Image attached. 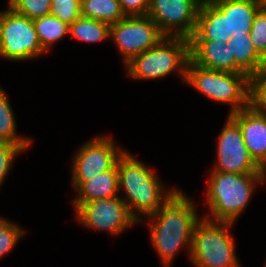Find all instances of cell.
Here are the masks:
<instances>
[{
	"mask_svg": "<svg viewBox=\"0 0 266 267\" xmlns=\"http://www.w3.org/2000/svg\"><path fill=\"white\" fill-rule=\"evenodd\" d=\"M32 19L7 7L0 11V58L27 61L45 55Z\"/></svg>",
	"mask_w": 266,
	"mask_h": 267,
	"instance_id": "obj_7",
	"label": "cell"
},
{
	"mask_svg": "<svg viewBox=\"0 0 266 267\" xmlns=\"http://www.w3.org/2000/svg\"><path fill=\"white\" fill-rule=\"evenodd\" d=\"M249 34L257 51L266 59V9L257 12Z\"/></svg>",
	"mask_w": 266,
	"mask_h": 267,
	"instance_id": "obj_27",
	"label": "cell"
},
{
	"mask_svg": "<svg viewBox=\"0 0 266 267\" xmlns=\"http://www.w3.org/2000/svg\"><path fill=\"white\" fill-rule=\"evenodd\" d=\"M185 83L215 103L230 104L228 115L251 104L252 79L243 73L203 68L190 59Z\"/></svg>",
	"mask_w": 266,
	"mask_h": 267,
	"instance_id": "obj_4",
	"label": "cell"
},
{
	"mask_svg": "<svg viewBox=\"0 0 266 267\" xmlns=\"http://www.w3.org/2000/svg\"><path fill=\"white\" fill-rule=\"evenodd\" d=\"M15 113L6 92L0 86V142L10 144H32L33 140L17 134Z\"/></svg>",
	"mask_w": 266,
	"mask_h": 267,
	"instance_id": "obj_22",
	"label": "cell"
},
{
	"mask_svg": "<svg viewBox=\"0 0 266 267\" xmlns=\"http://www.w3.org/2000/svg\"><path fill=\"white\" fill-rule=\"evenodd\" d=\"M258 174L266 185V154L264 158L257 164Z\"/></svg>",
	"mask_w": 266,
	"mask_h": 267,
	"instance_id": "obj_30",
	"label": "cell"
},
{
	"mask_svg": "<svg viewBox=\"0 0 266 267\" xmlns=\"http://www.w3.org/2000/svg\"><path fill=\"white\" fill-rule=\"evenodd\" d=\"M231 47L236 60V73L253 79L266 66V59L255 48L249 33L232 35Z\"/></svg>",
	"mask_w": 266,
	"mask_h": 267,
	"instance_id": "obj_18",
	"label": "cell"
},
{
	"mask_svg": "<svg viewBox=\"0 0 266 267\" xmlns=\"http://www.w3.org/2000/svg\"><path fill=\"white\" fill-rule=\"evenodd\" d=\"M110 24L92 18L80 17L69 25V35L87 44L110 40Z\"/></svg>",
	"mask_w": 266,
	"mask_h": 267,
	"instance_id": "obj_19",
	"label": "cell"
},
{
	"mask_svg": "<svg viewBox=\"0 0 266 267\" xmlns=\"http://www.w3.org/2000/svg\"><path fill=\"white\" fill-rule=\"evenodd\" d=\"M77 222L84 228L120 235L141 220L120 196L92 200L81 204L75 211Z\"/></svg>",
	"mask_w": 266,
	"mask_h": 267,
	"instance_id": "obj_8",
	"label": "cell"
},
{
	"mask_svg": "<svg viewBox=\"0 0 266 267\" xmlns=\"http://www.w3.org/2000/svg\"><path fill=\"white\" fill-rule=\"evenodd\" d=\"M209 175L204 198L210 214L204 213L203 217L213 221L235 223L251 201L255 187L265 184L258 173L210 171Z\"/></svg>",
	"mask_w": 266,
	"mask_h": 267,
	"instance_id": "obj_3",
	"label": "cell"
},
{
	"mask_svg": "<svg viewBox=\"0 0 266 267\" xmlns=\"http://www.w3.org/2000/svg\"><path fill=\"white\" fill-rule=\"evenodd\" d=\"M257 2L263 9H266V0H257Z\"/></svg>",
	"mask_w": 266,
	"mask_h": 267,
	"instance_id": "obj_31",
	"label": "cell"
},
{
	"mask_svg": "<svg viewBox=\"0 0 266 267\" xmlns=\"http://www.w3.org/2000/svg\"><path fill=\"white\" fill-rule=\"evenodd\" d=\"M230 116L238 123L249 155L258 164L266 154V112L251 103Z\"/></svg>",
	"mask_w": 266,
	"mask_h": 267,
	"instance_id": "obj_13",
	"label": "cell"
},
{
	"mask_svg": "<svg viewBox=\"0 0 266 267\" xmlns=\"http://www.w3.org/2000/svg\"><path fill=\"white\" fill-rule=\"evenodd\" d=\"M191 60L207 69L236 73V60L231 40L227 43L214 41H190Z\"/></svg>",
	"mask_w": 266,
	"mask_h": 267,
	"instance_id": "obj_14",
	"label": "cell"
},
{
	"mask_svg": "<svg viewBox=\"0 0 266 267\" xmlns=\"http://www.w3.org/2000/svg\"><path fill=\"white\" fill-rule=\"evenodd\" d=\"M210 171L235 174L258 173V166L249 155L238 123L227 115L216 147V163Z\"/></svg>",
	"mask_w": 266,
	"mask_h": 267,
	"instance_id": "obj_12",
	"label": "cell"
},
{
	"mask_svg": "<svg viewBox=\"0 0 266 267\" xmlns=\"http://www.w3.org/2000/svg\"><path fill=\"white\" fill-rule=\"evenodd\" d=\"M126 16H146L149 0H119Z\"/></svg>",
	"mask_w": 266,
	"mask_h": 267,
	"instance_id": "obj_29",
	"label": "cell"
},
{
	"mask_svg": "<svg viewBox=\"0 0 266 267\" xmlns=\"http://www.w3.org/2000/svg\"><path fill=\"white\" fill-rule=\"evenodd\" d=\"M75 190L77 194L71 202L75 210L81 204L92 200L119 196L117 163L112 169L99 173L90 180L83 181Z\"/></svg>",
	"mask_w": 266,
	"mask_h": 267,
	"instance_id": "obj_17",
	"label": "cell"
},
{
	"mask_svg": "<svg viewBox=\"0 0 266 267\" xmlns=\"http://www.w3.org/2000/svg\"><path fill=\"white\" fill-rule=\"evenodd\" d=\"M190 59V39L165 36L155 47L135 56L124 68L127 76L148 81L163 79L176 71L185 83Z\"/></svg>",
	"mask_w": 266,
	"mask_h": 267,
	"instance_id": "obj_5",
	"label": "cell"
},
{
	"mask_svg": "<svg viewBox=\"0 0 266 267\" xmlns=\"http://www.w3.org/2000/svg\"><path fill=\"white\" fill-rule=\"evenodd\" d=\"M16 0H8L7 1V7H10Z\"/></svg>",
	"mask_w": 266,
	"mask_h": 267,
	"instance_id": "obj_32",
	"label": "cell"
},
{
	"mask_svg": "<svg viewBox=\"0 0 266 267\" xmlns=\"http://www.w3.org/2000/svg\"><path fill=\"white\" fill-rule=\"evenodd\" d=\"M234 223L203 217L195 226L188 257L195 267H241L231 234Z\"/></svg>",
	"mask_w": 266,
	"mask_h": 267,
	"instance_id": "obj_6",
	"label": "cell"
},
{
	"mask_svg": "<svg viewBox=\"0 0 266 267\" xmlns=\"http://www.w3.org/2000/svg\"><path fill=\"white\" fill-rule=\"evenodd\" d=\"M81 16L110 25L126 17L119 0H81Z\"/></svg>",
	"mask_w": 266,
	"mask_h": 267,
	"instance_id": "obj_20",
	"label": "cell"
},
{
	"mask_svg": "<svg viewBox=\"0 0 266 267\" xmlns=\"http://www.w3.org/2000/svg\"><path fill=\"white\" fill-rule=\"evenodd\" d=\"M10 8L33 20L50 15L51 0H16Z\"/></svg>",
	"mask_w": 266,
	"mask_h": 267,
	"instance_id": "obj_26",
	"label": "cell"
},
{
	"mask_svg": "<svg viewBox=\"0 0 266 267\" xmlns=\"http://www.w3.org/2000/svg\"><path fill=\"white\" fill-rule=\"evenodd\" d=\"M121 198L142 222L157 212L180 188L168 189L150 166L127 149L117 161ZM124 194V196H123ZM141 217V218H140Z\"/></svg>",
	"mask_w": 266,
	"mask_h": 267,
	"instance_id": "obj_2",
	"label": "cell"
},
{
	"mask_svg": "<svg viewBox=\"0 0 266 267\" xmlns=\"http://www.w3.org/2000/svg\"><path fill=\"white\" fill-rule=\"evenodd\" d=\"M50 15L71 25L81 17V0H51Z\"/></svg>",
	"mask_w": 266,
	"mask_h": 267,
	"instance_id": "obj_25",
	"label": "cell"
},
{
	"mask_svg": "<svg viewBox=\"0 0 266 267\" xmlns=\"http://www.w3.org/2000/svg\"><path fill=\"white\" fill-rule=\"evenodd\" d=\"M226 17L228 35L249 33L255 15L262 8L257 0H210Z\"/></svg>",
	"mask_w": 266,
	"mask_h": 267,
	"instance_id": "obj_16",
	"label": "cell"
},
{
	"mask_svg": "<svg viewBox=\"0 0 266 267\" xmlns=\"http://www.w3.org/2000/svg\"><path fill=\"white\" fill-rule=\"evenodd\" d=\"M198 212L192 197L178 189L157 212L145 217L150 242L164 267H171L183 248L190 255L194 229L202 218Z\"/></svg>",
	"mask_w": 266,
	"mask_h": 267,
	"instance_id": "obj_1",
	"label": "cell"
},
{
	"mask_svg": "<svg viewBox=\"0 0 266 267\" xmlns=\"http://www.w3.org/2000/svg\"><path fill=\"white\" fill-rule=\"evenodd\" d=\"M203 0H149V16L164 36L190 39Z\"/></svg>",
	"mask_w": 266,
	"mask_h": 267,
	"instance_id": "obj_11",
	"label": "cell"
},
{
	"mask_svg": "<svg viewBox=\"0 0 266 267\" xmlns=\"http://www.w3.org/2000/svg\"><path fill=\"white\" fill-rule=\"evenodd\" d=\"M26 230L6 218L0 217V258L9 254L25 235Z\"/></svg>",
	"mask_w": 266,
	"mask_h": 267,
	"instance_id": "obj_23",
	"label": "cell"
},
{
	"mask_svg": "<svg viewBox=\"0 0 266 267\" xmlns=\"http://www.w3.org/2000/svg\"><path fill=\"white\" fill-rule=\"evenodd\" d=\"M33 23L39 42L46 53L54 43L69 35V25L53 15L33 19Z\"/></svg>",
	"mask_w": 266,
	"mask_h": 267,
	"instance_id": "obj_21",
	"label": "cell"
},
{
	"mask_svg": "<svg viewBox=\"0 0 266 267\" xmlns=\"http://www.w3.org/2000/svg\"><path fill=\"white\" fill-rule=\"evenodd\" d=\"M251 103L266 112V66L252 79Z\"/></svg>",
	"mask_w": 266,
	"mask_h": 267,
	"instance_id": "obj_28",
	"label": "cell"
},
{
	"mask_svg": "<svg viewBox=\"0 0 266 267\" xmlns=\"http://www.w3.org/2000/svg\"><path fill=\"white\" fill-rule=\"evenodd\" d=\"M165 37L149 16H126L110 26V39L124 66L135 56L155 47Z\"/></svg>",
	"mask_w": 266,
	"mask_h": 267,
	"instance_id": "obj_10",
	"label": "cell"
},
{
	"mask_svg": "<svg viewBox=\"0 0 266 267\" xmlns=\"http://www.w3.org/2000/svg\"><path fill=\"white\" fill-rule=\"evenodd\" d=\"M124 148L116 146L112 137L95 136L79 147L72 158L71 185L76 189L83 181L112 169Z\"/></svg>",
	"mask_w": 266,
	"mask_h": 267,
	"instance_id": "obj_9",
	"label": "cell"
},
{
	"mask_svg": "<svg viewBox=\"0 0 266 267\" xmlns=\"http://www.w3.org/2000/svg\"><path fill=\"white\" fill-rule=\"evenodd\" d=\"M31 146L32 144H10L0 142V186H2L6 176H8L10 170H12L15 157L29 150Z\"/></svg>",
	"mask_w": 266,
	"mask_h": 267,
	"instance_id": "obj_24",
	"label": "cell"
},
{
	"mask_svg": "<svg viewBox=\"0 0 266 267\" xmlns=\"http://www.w3.org/2000/svg\"><path fill=\"white\" fill-rule=\"evenodd\" d=\"M231 39L232 36L228 35L227 17L210 0H203L190 41L215 40L227 43Z\"/></svg>",
	"mask_w": 266,
	"mask_h": 267,
	"instance_id": "obj_15",
	"label": "cell"
}]
</instances>
